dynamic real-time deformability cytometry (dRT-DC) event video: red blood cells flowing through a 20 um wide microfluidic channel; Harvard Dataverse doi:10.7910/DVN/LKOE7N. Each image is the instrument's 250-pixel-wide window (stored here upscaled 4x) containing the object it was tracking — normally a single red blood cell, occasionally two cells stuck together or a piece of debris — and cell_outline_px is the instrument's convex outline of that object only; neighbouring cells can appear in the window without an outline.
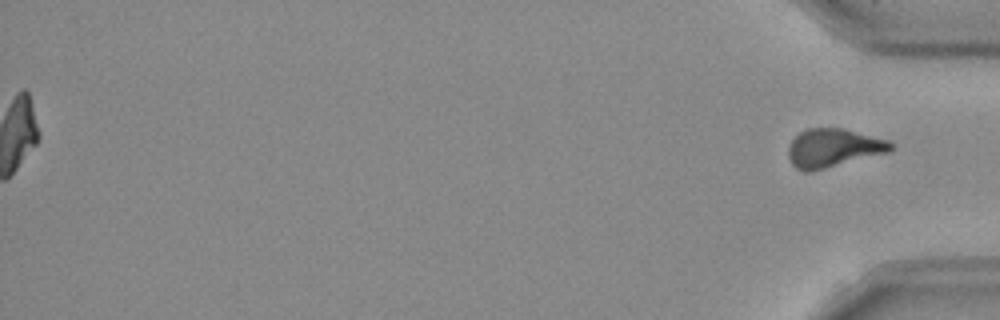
{"species": "Egyptian fruit bat (a non-hibernating species)", "species_latin": "Rousettus aegyptiacus", "temperature_condition": "room temperature", "stored_images_in_passage": 52, "segment_of_instrument_passage": [2, 2], "camera_frame_rate_fps": 3000, "um_per_image_px": 0.085, "frame": {"image": 1, "passage_image": 52, "time_ms": 17.0, "image_size_px": [1000, 320], "cell_outline_px": [[896, 148], [888, 152], [808, 172], [804, 172], [796, 168], [792, 164], [788, 156], [788, 148], [792, 140], [800, 132], [808, 128], [844, 128], [888, 140]], "centroid_in_image_um": [70.82, 12.56], "position_along_channel_um": 364.4, "area_um2": 22.77}}